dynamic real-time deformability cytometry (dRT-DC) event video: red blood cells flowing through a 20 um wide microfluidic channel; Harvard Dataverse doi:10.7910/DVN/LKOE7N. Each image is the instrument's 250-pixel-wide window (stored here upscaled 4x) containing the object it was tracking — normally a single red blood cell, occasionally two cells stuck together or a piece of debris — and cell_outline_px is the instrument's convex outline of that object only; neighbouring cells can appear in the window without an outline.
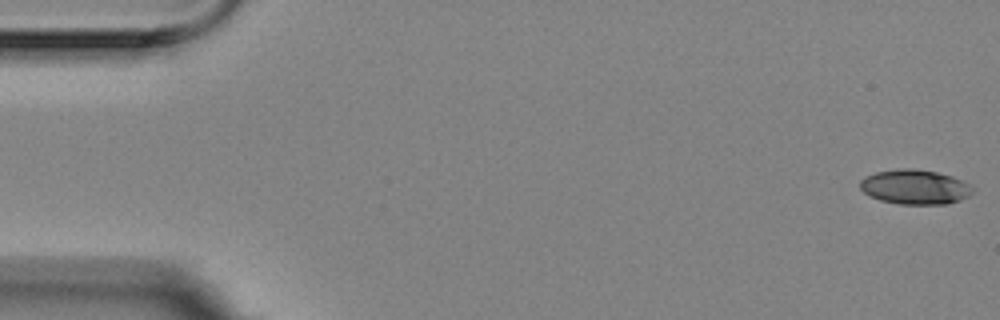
{"species": "Egyptian fruit bat (a non-hibernating species)", "species_latin": "Rousettus aegyptiacus", "temperature_condition": "room temperature", "stored_images_in_passage": 15, "camera_frame_rate_fps": 3000, "um_per_image_px": 0.085, "animal": {"sex": "female"}, "frame": {"image": 1, "passage_image": 1, "time_ms": 0.0, "image_size_px": [1000, 320], "cell_outline_px": [[972, 192], [968, 196], [960, 200], [948, 204], [900, 204], [880, 200], [868, 196], [860, 188], [860, 180], [876, 172], [904, 168], [912, 168], [936, 172], [952, 176], [968, 184], [972, 188]], "centroid_in_image_um": [77.75, 15.9], "position_along_channel_um": 7.2, "area_um2": 22.54}}
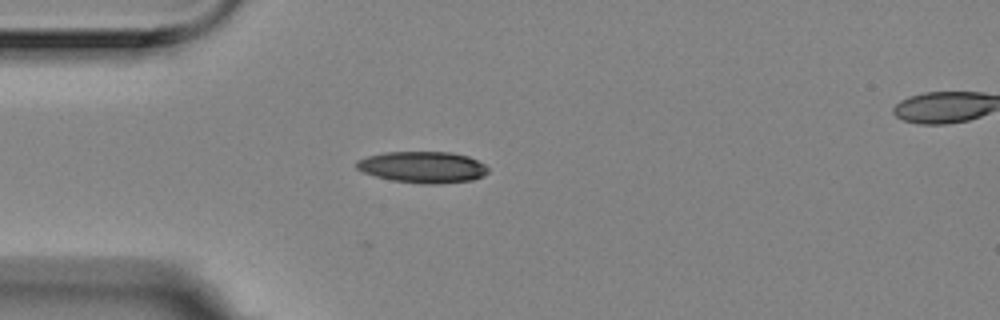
{"frame": {"image": 2, "passage_image": 15, "time_ms": 4.667, "image_size_px": [1000, 320], "cell_outline_px": [[488, 172], [484, 176], [472, 180], [440, 184], [420, 184], [392, 180], [376, 176], [364, 172], [356, 168], [356, 160], [368, 156], [384, 152], [452, 152], [468, 156], [484, 164], [488, 168]], "centroid_in_image_um": [35.94, 14.21], "position_along_channel_um": 49.1, "area_um2": 24.16}}